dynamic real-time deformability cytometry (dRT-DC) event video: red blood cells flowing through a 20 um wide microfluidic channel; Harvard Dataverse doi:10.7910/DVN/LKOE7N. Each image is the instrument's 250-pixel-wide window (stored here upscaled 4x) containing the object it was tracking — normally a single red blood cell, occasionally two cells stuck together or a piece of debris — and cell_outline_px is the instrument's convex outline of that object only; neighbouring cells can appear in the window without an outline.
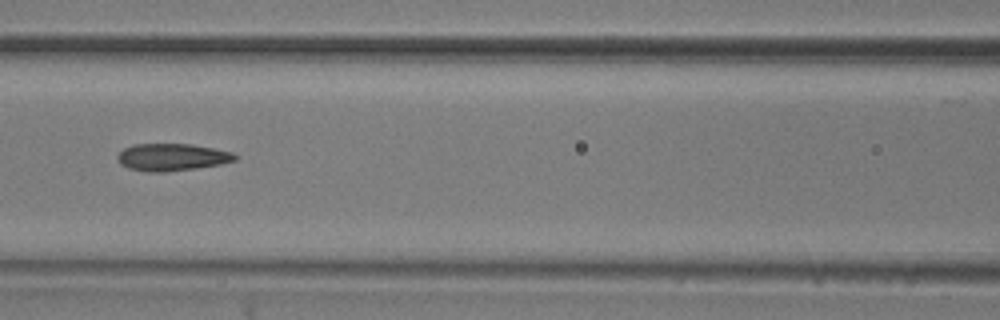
{"species": "common noctule bat (a hibernating species)", "species_latin": "Nyctalus noctula", "temperature_condition": "room temperature", "stored_images_in_passage": 11, "camera_frame_rate_fps": 3000, "um_per_image_px": 0.085, "animal": {"sex": "male", "body_mass_g": 20.5, "forearm_length_mm": 52.5}, "frame": {"image": 1, "passage_image": 7, "time_ms": 2.0, "image_size_px": [1000, 320], "cell_outline_px": [[240, 156], [236, 160], [220, 164], [196, 168], [164, 172], [148, 172], [128, 168], [120, 164], [116, 156], [124, 148], [132, 144], [192, 144], [232, 152]], "centroid_in_image_um": [14.61, 13.36], "position_along_channel_um": 152.0, "area_um2": 18.73}}
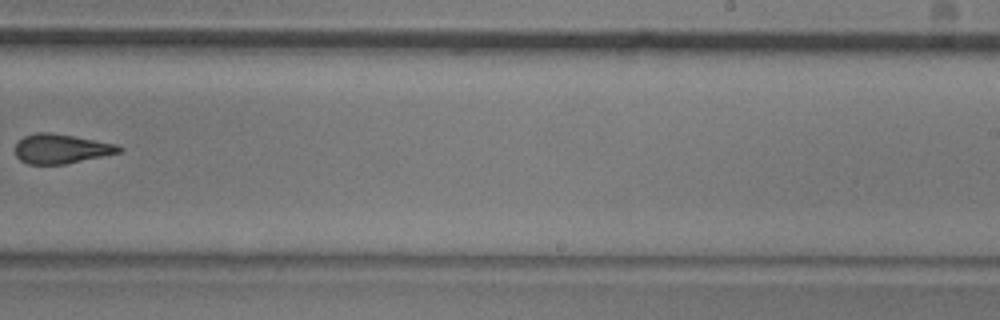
{"frame": {"image": 2, "passage_image": 10, "time_ms": 3.0, "image_size_px": [1000, 320], "cell_outline_px": [[124, 148], [120, 152], [64, 164], [28, 164], [20, 160], [16, 156], [16, 144], [24, 136], [36, 132], [52, 132], [116, 144]], "centroid_in_image_um": [5.17, 12.64], "position_along_channel_um": 283.8, "area_um2": 17.63}}
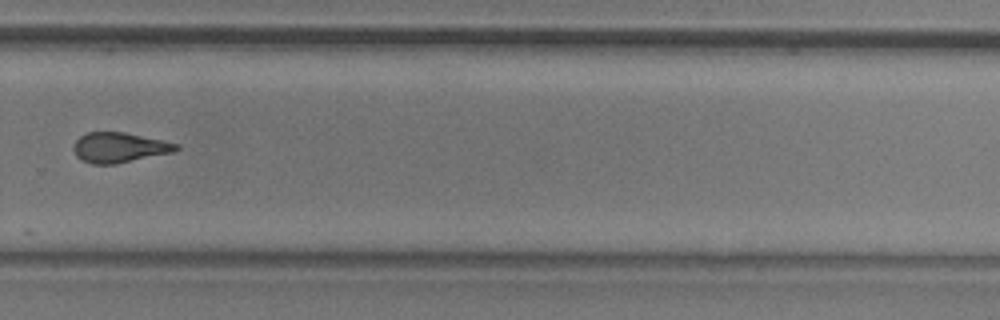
{"frame": {"image": 3, "passage_image": 11, "time_ms": 3.333, "image_size_px": [1000, 320], "cell_outline_px": [[180, 148], [172, 152], [116, 164], [92, 164], [80, 160], [76, 156], [72, 148], [76, 140], [80, 136], [88, 132], [124, 132], [180, 144]], "centroid_in_image_um": [10.11, 12.54], "position_along_channel_um": 319.7, "area_um2": 17.98}}